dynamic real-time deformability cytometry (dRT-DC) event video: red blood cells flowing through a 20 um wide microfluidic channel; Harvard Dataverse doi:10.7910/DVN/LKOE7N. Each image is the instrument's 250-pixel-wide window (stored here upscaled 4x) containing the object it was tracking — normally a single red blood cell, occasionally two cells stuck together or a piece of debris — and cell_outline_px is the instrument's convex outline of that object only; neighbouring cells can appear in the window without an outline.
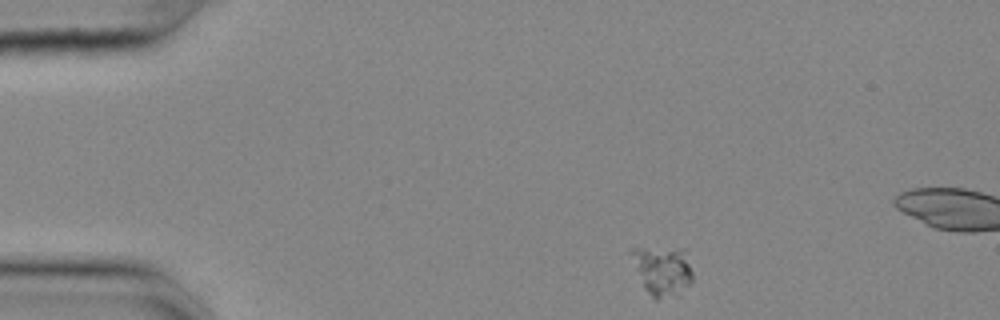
{"species": "common noctule bat (a hibernating species)", "species_latin": "Nyctalus noctula", "temperature_condition": "cold", "stored_images_in_passage": 9, "camera_frame_rate_fps": 3000, "um_per_image_px": 0.085, "animal": {"sex": "female", "body_mass_g": 25.1}, "frame": {"image": 1, "passage_image": 1, "time_ms": 0.0, "image_size_px": [1000, 320], "cell_outline_px": [[692, 280], [680, 296], [656, 300], [644, 288], [628, 252], [632, 248], [688, 248], [692, 272]], "centroid_in_image_um": [56.35, 22.99], "position_along_channel_um": 28.7, "area_um2": 18.26}}